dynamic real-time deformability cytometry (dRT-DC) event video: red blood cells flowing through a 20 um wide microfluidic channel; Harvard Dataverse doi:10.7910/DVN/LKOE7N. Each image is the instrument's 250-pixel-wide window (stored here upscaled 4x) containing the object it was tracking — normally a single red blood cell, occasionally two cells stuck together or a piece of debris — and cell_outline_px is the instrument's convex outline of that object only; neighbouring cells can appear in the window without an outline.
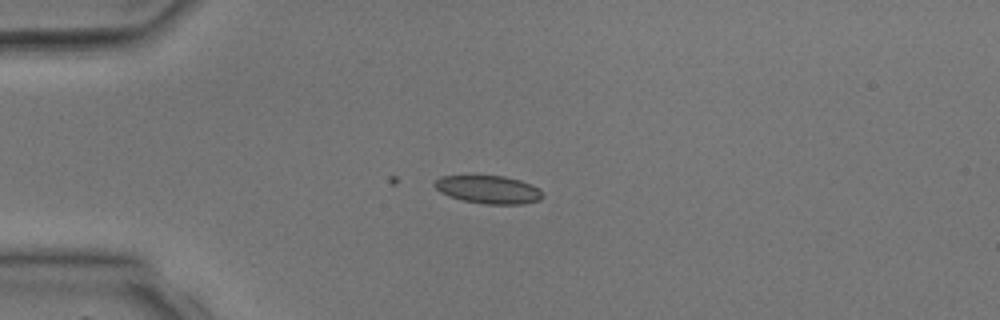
{"species": "common noctule bat (a hibernating species)", "species_latin": "Nyctalus noctula", "temperature_condition": "room temperature", "stored_images_in_passage": 2, "camera_frame_rate_fps": 3000, "um_per_image_px": 0.085, "animal": {"sex": "male", "body_mass_g": 17.9, "forearm_length_mm": 54.2}, "frame": {"image": 1, "passage_image": 2, "time_ms": 1.333, "image_size_px": [1000, 320], "cell_outline_px": [[544, 196], [540, 200], [524, 204], [484, 204], [464, 200], [448, 196], [440, 192], [432, 184], [440, 176], [504, 176], [520, 180], [532, 184], [540, 188], [544, 192]], "centroid_in_image_um": [41.57, 16.11], "position_along_channel_um": 43.4, "area_um2": 17.8}}